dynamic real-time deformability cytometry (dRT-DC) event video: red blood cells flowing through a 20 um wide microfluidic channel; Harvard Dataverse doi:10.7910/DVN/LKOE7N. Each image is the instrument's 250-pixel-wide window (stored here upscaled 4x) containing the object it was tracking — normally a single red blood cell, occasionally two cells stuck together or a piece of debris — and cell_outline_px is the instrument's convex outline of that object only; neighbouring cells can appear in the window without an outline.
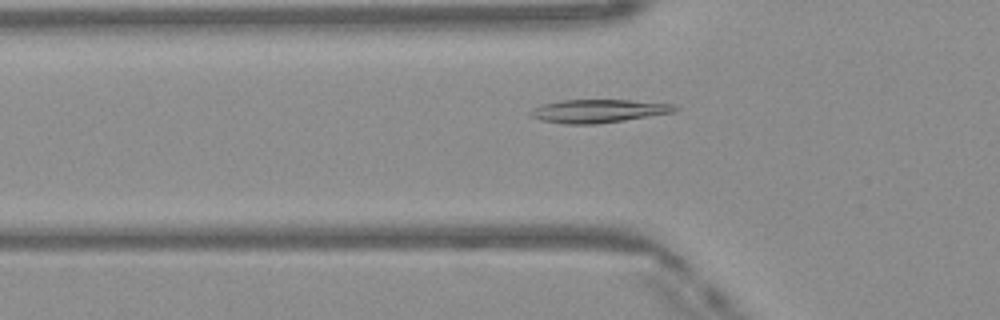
{"species": "Egyptian fruit bat (a non-hibernating species)", "species_latin": "Rousettus aegyptiacus", "temperature_condition": "warm", "stored_images_in_passage": 35, "camera_frame_rate_fps": 3000, "um_per_image_px": 0.085, "frame": {"image": 1, "passage_image": 7, "time_ms": 2.0, "image_size_px": [1000, 320], "cell_outline_px": [[680, 108], [672, 112], [624, 120], [596, 124], [564, 124], [540, 120], [532, 116], [528, 112], [532, 108], [544, 104], [560, 100], [628, 100], [676, 104]], "centroid_in_image_um": [50.84, 9.43], "position_along_channel_um": 75.0, "area_um2": 19.48}}
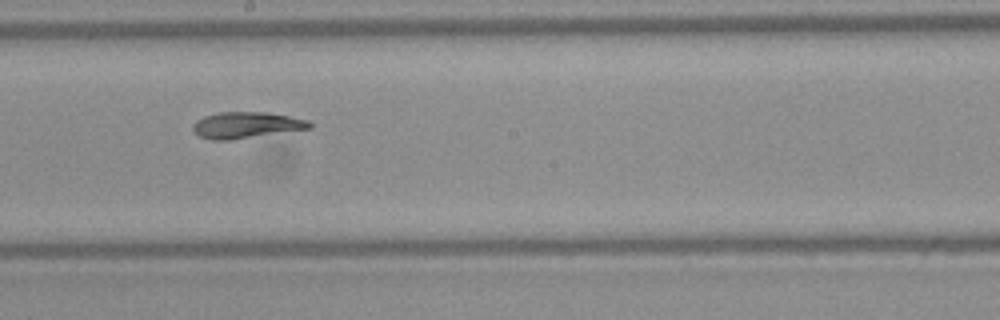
{"frame": {"image": 2, "passage_image": 18, "time_ms": 5.667, "image_size_px": [1000, 320], "cell_outline_px": [[312, 128], [228, 140], [212, 140], [200, 136], [192, 128], [192, 124], [196, 120], [204, 116], [220, 112], [268, 112], [292, 116], [308, 120], [312, 124]], "centroid_in_image_um": [20.95, 10.62], "position_along_channel_um": 227.3, "area_um2": 17.8}}
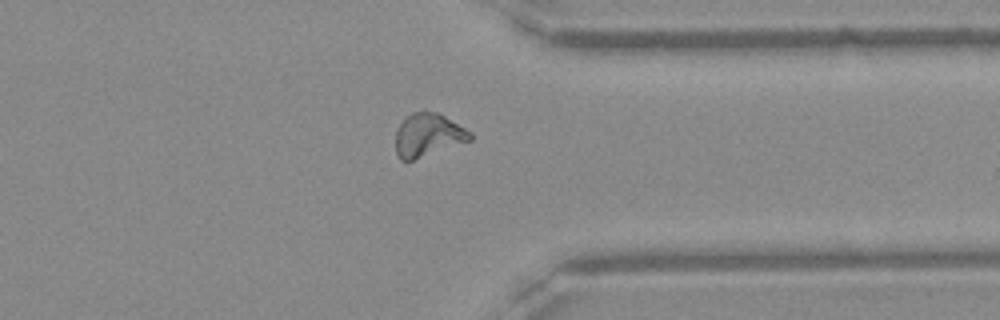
{"frame": {"image": 3, "passage_image": 29, "time_ms": 9.333, "image_size_px": [1000, 320], "cell_outline_px": [[472, 140], [412, 160], [400, 160], [396, 152], [396, 132], [400, 124], [412, 112], [424, 108], [436, 112], [444, 116], [472, 132]], "centroid_in_image_um": [36.38, 11.45], "position_along_channel_um": 375.0, "area_um2": 18.73}, "authors_computed_cell_mechanics": {"area_um2": 17.8602, "velocity_mm_per_s": 4.1286, "shape_relaxation_time_tau1_ms": 6.7242, "shape_relaxation_time_tau2_ms": null, "deformation_change_tau1": 0.1934, "deformation_change_tau2": null}}